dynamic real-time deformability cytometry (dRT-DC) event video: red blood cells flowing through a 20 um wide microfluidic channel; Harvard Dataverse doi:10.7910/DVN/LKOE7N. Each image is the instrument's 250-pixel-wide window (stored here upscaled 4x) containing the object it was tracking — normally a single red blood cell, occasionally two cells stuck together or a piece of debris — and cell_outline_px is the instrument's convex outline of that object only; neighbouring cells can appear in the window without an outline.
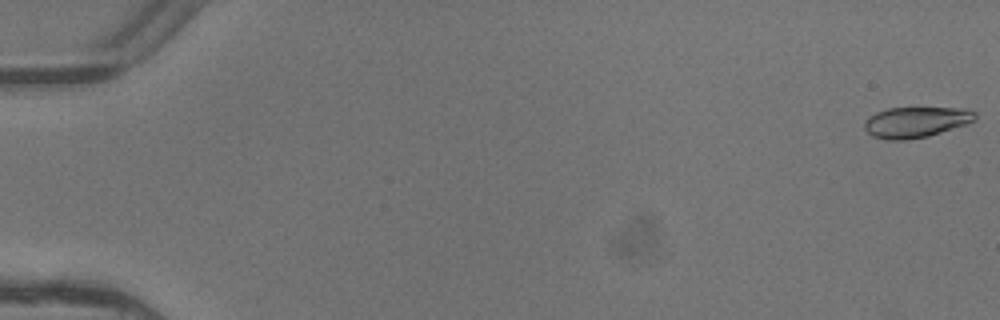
{"species": "common noctule bat (a hibernating species)", "species_latin": "Nyctalus noctula", "temperature_condition": "warm", "stored_images_in_passage": 5, "camera_frame_rate_fps": 3000, "um_per_image_px": 0.085, "animal": {"sex": "female"}, "frame": {"image": 1, "passage_image": 1, "time_ms": 0.0, "image_size_px": [1000, 320], "cell_outline_px": [[976, 120], [928, 136], [904, 140], [888, 140], [872, 136], [864, 128], [864, 120], [876, 112], [888, 108], [964, 108], [976, 112]], "centroid_in_image_um": [77.82, 10.37], "position_along_channel_um": 7.2, "area_um2": 19.65}}
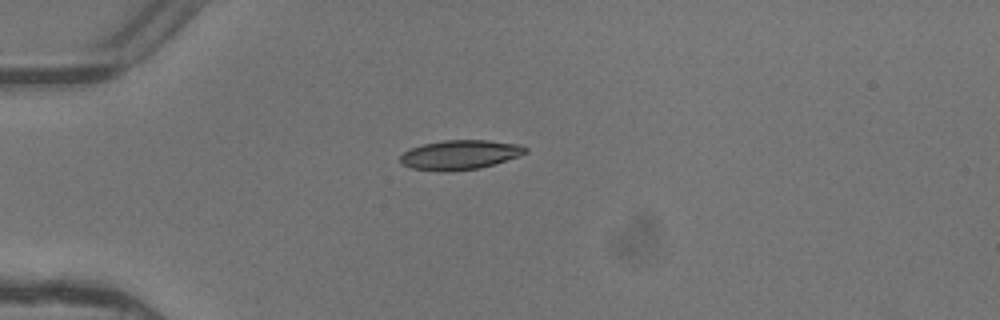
{"frame": {"image": 2, "passage_image": 5, "time_ms": 1.333, "image_size_px": [1000, 320], "cell_outline_px": [[528, 152], [520, 156], [480, 168], [448, 172], [412, 168], [400, 164], [400, 156], [404, 152], [412, 148], [424, 144], [444, 140], [488, 140], [520, 144], [528, 148]], "centroid_in_image_um": [39.13, 13.16], "position_along_channel_um": 45.9, "area_um2": 21.56}}